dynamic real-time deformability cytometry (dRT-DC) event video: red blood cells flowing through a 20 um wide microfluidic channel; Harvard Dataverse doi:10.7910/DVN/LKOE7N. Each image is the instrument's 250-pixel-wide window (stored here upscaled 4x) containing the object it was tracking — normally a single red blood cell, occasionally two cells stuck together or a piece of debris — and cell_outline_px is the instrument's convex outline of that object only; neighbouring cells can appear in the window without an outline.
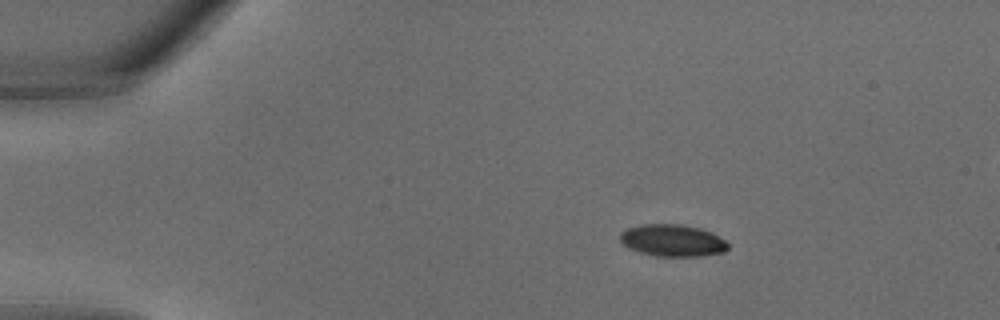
{"species": "common noctule bat (a hibernating species)", "species_latin": "Nyctalus noctula", "temperature_condition": "warm", "stored_images_in_passage": 30, "camera_frame_rate_fps": 3000, "um_per_image_px": 0.085, "animal": {"sex": "male", "body_mass_g": 18.8}, "frame": {"image": 1, "passage_image": 2, "time_ms": 0.333, "image_size_px": [1000, 320], "cell_outline_px": [[728, 248], [724, 252], [700, 256], [656, 256], [640, 252], [628, 248], [620, 240], [620, 232], [628, 228], [640, 224], [680, 224], [700, 228], [712, 232], [724, 240], [728, 244]], "centroid_in_image_um": [57.15, 20.43], "position_along_channel_um": 27.8, "area_um2": 20.11}}
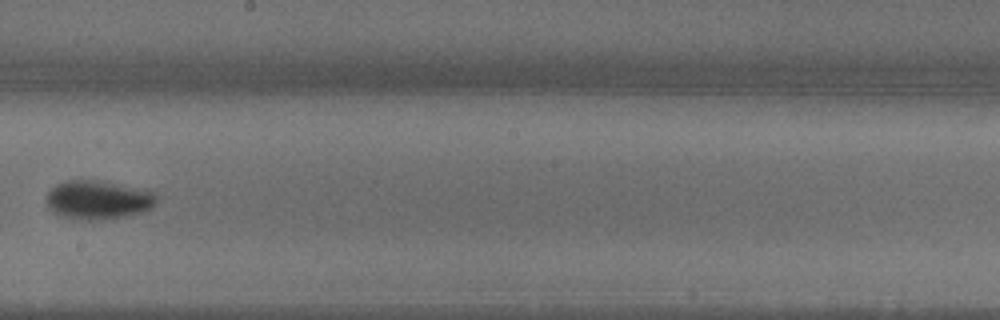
{"frame": {"image": 2, "passage_image": 16, "time_ms": 5.0, "image_size_px": [1000, 320], "cell_outline_px": [[156, 204], [152, 208], [144, 212], [128, 216], [100, 220], [72, 220], [60, 216], [52, 212], [48, 208], [48, 192], [56, 184], [68, 180], [92, 180], [156, 192]], "centroid_in_image_um": [8.33, 17.03], "position_along_channel_um": 239.9, "area_um2": 24.91}}
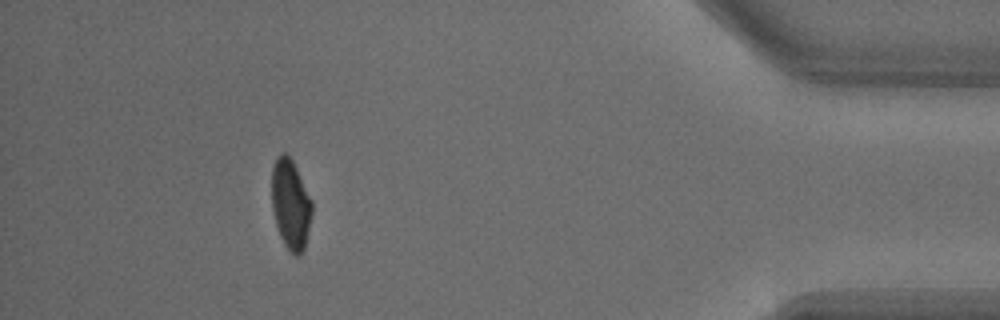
{"frame": {"image": 3, "passage_image": 27, "time_ms": 8.667, "image_size_px": [1000, 320], "cell_outline_px": [[312, 212], [304, 248], [300, 256], [296, 256], [288, 252], [280, 236], [276, 224], [272, 208], [272, 168], [276, 156], [280, 152], [284, 152], [292, 160], [312, 200]], "centroid_in_image_um": [24.69, 17.37], "position_along_channel_um": 410.5, "area_um2": 21.1}}